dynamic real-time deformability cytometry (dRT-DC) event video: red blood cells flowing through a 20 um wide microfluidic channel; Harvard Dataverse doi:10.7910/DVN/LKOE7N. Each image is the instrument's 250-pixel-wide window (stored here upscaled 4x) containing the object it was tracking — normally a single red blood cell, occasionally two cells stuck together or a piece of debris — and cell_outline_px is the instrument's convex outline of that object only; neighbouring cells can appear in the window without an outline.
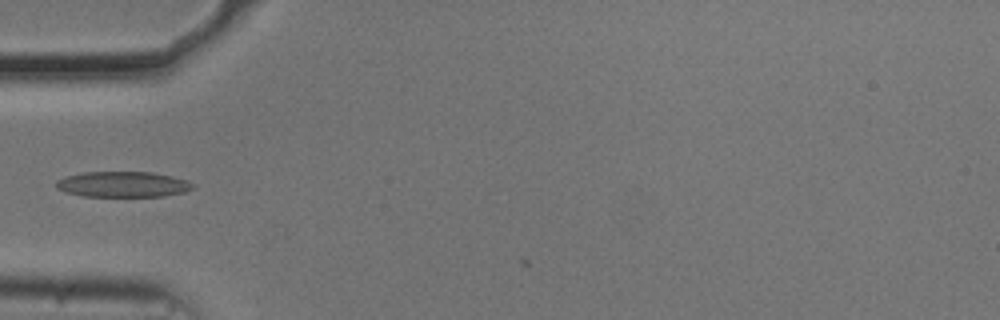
{"species": "common noctule bat (a hibernating species)", "species_latin": "Nyctalus noctula", "temperature_condition": "cold", "stored_images_in_passage": 3, "camera_frame_rate_fps": 3000, "um_per_image_px": 0.085, "animal": {"sex": "male", "body_mass_g": 20.5, "forearm_length_mm": 52.5}, "frame": {"image": 1, "passage_image": 2, "time_ms": 0.333, "image_size_px": [1000, 320], "cell_outline_px": [[196, 184], [192, 188], [184, 192], [164, 196], [84, 196], [68, 192], [56, 188], [56, 180], [64, 176], [84, 172], [152, 172], [172, 176], [188, 180]], "centroid_in_image_um": [10.46, 15.66], "position_along_channel_um": 74.5, "area_um2": 20.4}}